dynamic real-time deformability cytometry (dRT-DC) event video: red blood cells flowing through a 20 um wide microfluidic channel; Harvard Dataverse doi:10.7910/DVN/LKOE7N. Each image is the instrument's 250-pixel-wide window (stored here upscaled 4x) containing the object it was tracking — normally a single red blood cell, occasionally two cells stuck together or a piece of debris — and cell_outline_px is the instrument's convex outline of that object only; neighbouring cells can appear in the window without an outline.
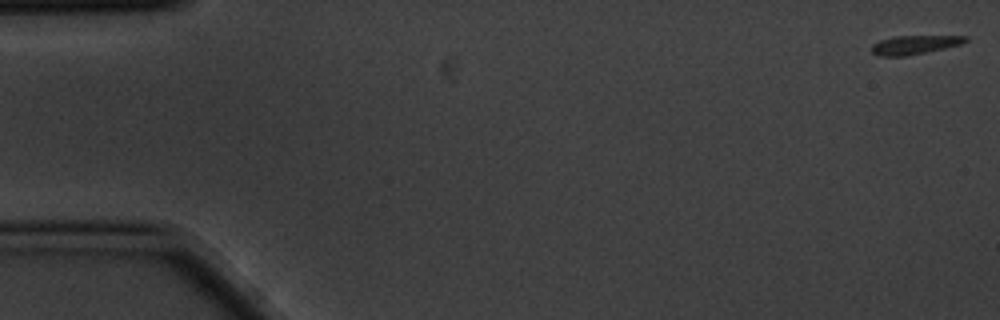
{"species": "common noctule bat (a hibernating species)", "species_latin": "Nyctalus noctula", "temperature_condition": "cold", "stored_images_in_passage": 6, "segment_of_instrument_passage": [1, 2], "camera_frame_rate_fps": 3000, "um_per_image_px": 0.085, "animal": {"sex": "male", "body_mass_g": 20.1, "forearm_length_mm": 53.5}, "frame": {"image": 1, "passage_image": 1, "time_ms": 0.0, "image_size_px": [1000, 320], "cell_outline_px": [[968, 40], [960, 44], [944, 48], [904, 56], [880, 56], [872, 52], [872, 44], [880, 40], [896, 36], [968, 36]], "centroid_in_image_um": [77.72, 3.8], "position_along_channel_um": 7.3, "area_um2": 10.06}}
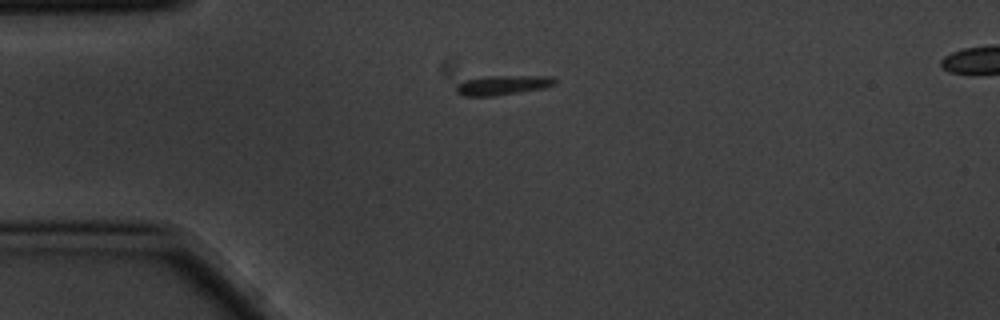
{"frame": {"image": 2, "passage_image": 4, "time_ms": 1.0, "image_size_px": [1000, 320], "cell_outline_px": [[556, 84], [544, 88], [496, 96], [460, 96], [456, 92], [456, 84], [464, 80], [488, 76], [552, 76], [556, 80]], "centroid_in_image_um": [42.7, 7.24], "position_along_channel_um": 42.3, "area_um2": 11.39}}